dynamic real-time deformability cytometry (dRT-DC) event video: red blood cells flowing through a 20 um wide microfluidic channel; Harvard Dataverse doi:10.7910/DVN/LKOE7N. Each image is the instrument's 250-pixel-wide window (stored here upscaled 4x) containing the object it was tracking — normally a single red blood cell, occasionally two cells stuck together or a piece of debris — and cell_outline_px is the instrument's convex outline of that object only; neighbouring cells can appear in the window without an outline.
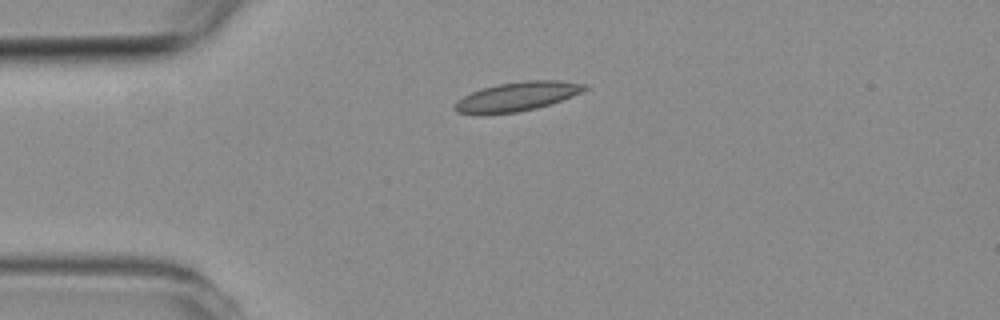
{"species": "common noctule bat (a hibernating species)", "species_latin": "Nyctalus noctula", "temperature_condition": "room temperature", "stored_images_in_passage": 1, "camera_frame_rate_fps": 3000, "um_per_image_px": 0.085, "animal": {"sex": "female", "body_mass_g": 19.3, "forearm_length_mm": 54.1}, "frame": {"image": 1, "passage_image": 1, "time_ms": 0.0, "image_size_px": [1000, 320], "cell_outline_px": [[588, 88], [572, 96], [536, 108], [516, 112], [484, 116], [480, 116], [456, 112], [456, 104], [464, 96], [472, 92], [484, 88], [500, 84], [524, 80], [560, 80], [588, 84]], "centroid_in_image_um": [43.96, 8.22], "position_along_channel_um": 41.0, "area_um2": 21.96}}